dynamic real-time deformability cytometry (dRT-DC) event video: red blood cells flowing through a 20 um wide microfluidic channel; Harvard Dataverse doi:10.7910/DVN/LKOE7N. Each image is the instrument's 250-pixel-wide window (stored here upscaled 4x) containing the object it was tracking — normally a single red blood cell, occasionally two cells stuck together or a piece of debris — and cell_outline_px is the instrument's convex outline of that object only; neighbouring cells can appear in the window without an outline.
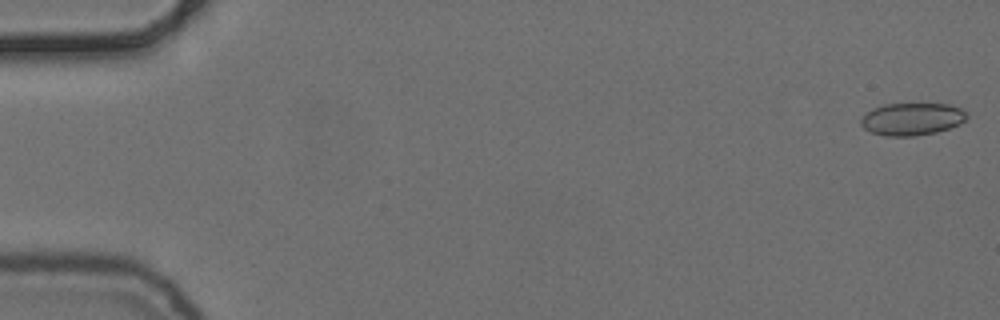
{"species": "common noctule bat (a hibernating species)", "species_latin": "Nyctalus noctula", "temperature_condition": "cold", "stored_images_in_passage": 23, "camera_frame_rate_fps": 3000, "um_per_image_px": 0.085, "animal": {"sex": "female", "body_mass_g": 24.6, "forearm_length_mm": 56.2}, "frame": {"image": 1, "passage_image": 1, "time_ms": 0.0, "image_size_px": [1000, 320], "cell_outline_px": [[968, 116], [960, 124], [936, 132], [916, 136], [884, 136], [872, 132], [864, 128], [860, 124], [860, 120], [872, 108], [884, 104], [948, 104], [960, 108], [968, 112]], "centroid_in_image_um": [77.53, 10.12], "position_along_channel_um": 7.5, "area_um2": 20.0}}
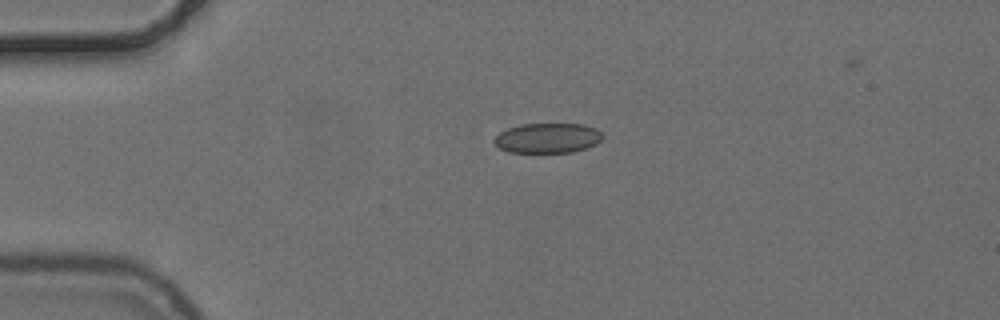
{"frame": {"image": 2, "passage_image": 13, "time_ms": 4.0, "image_size_px": [1000, 320], "cell_outline_px": [[604, 136], [596, 144], [572, 152], [508, 152], [500, 148], [492, 140], [500, 132], [508, 128], [520, 124], [584, 124], [596, 128]], "centroid_in_image_um": [46.54, 11.72], "position_along_channel_um": 38.5, "area_um2": 18.84}}
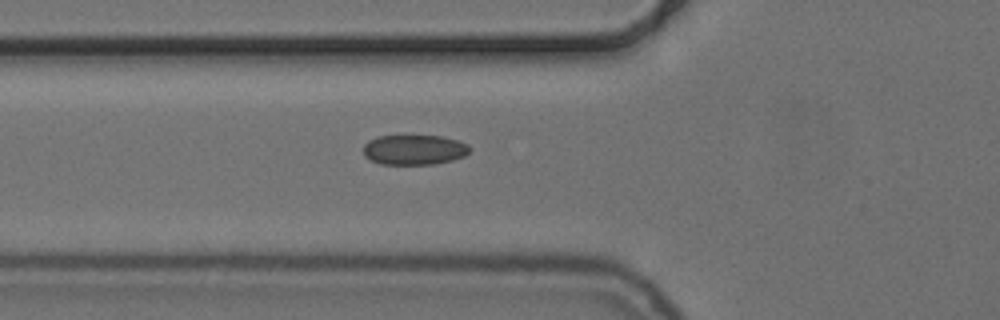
{"frame": {"image": 3, "passage_image": 20, "time_ms": 6.333, "image_size_px": [1000, 320], "cell_outline_px": [[472, 148], [464, 156], [452, 160], [436, 164], [380, 164], [364, 156], [364, 144], [368, 140], [376, 136], [440, 136], [456, 140], [468, 144]], "centroid_in_image_um": [35.2, 12.73], "position_along_channel_um": 90.6, "area_um2": 18.61}}